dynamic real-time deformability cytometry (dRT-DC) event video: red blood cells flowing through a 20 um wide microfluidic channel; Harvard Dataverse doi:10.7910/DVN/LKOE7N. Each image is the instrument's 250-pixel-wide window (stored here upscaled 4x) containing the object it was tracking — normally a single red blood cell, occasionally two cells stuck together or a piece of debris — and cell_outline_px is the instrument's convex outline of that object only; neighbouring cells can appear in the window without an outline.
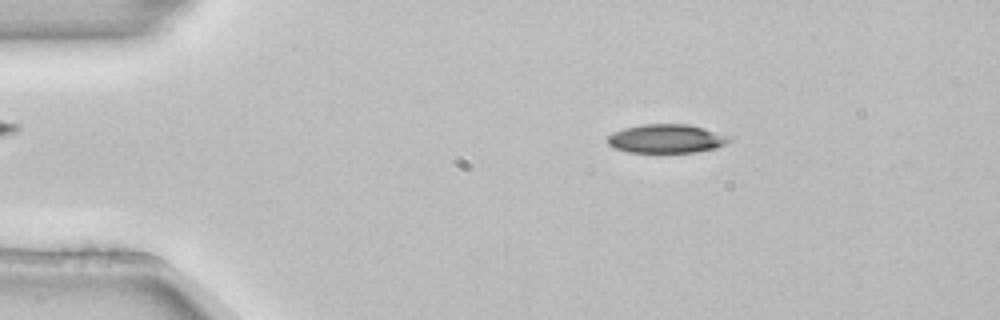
{"species": "common noctule bat (a hibernating species)", "species_latin": "Nyctalus noctula", "temperature_condition": "room temperature", "stored_images_in_passage": 6, "camera_frame_rate_fps": 3000, "um_per_image_px": 0.085, "animal": {"sex": "female", "body_mass_g": 22.7, "forearm_length_mm": 54.2}, "frame": {"image": 1, "passage_image": 1, "time_ms": 0.0, "image_size_px": [1000, 320], "cell_outline_px": [[732, 140], [716, 148], [696, 152], [628, 152], [616, 148], [608, 144], [608, 136], [612, 132], [624, 128], [644, 124], [688, 124], [704, 128], [732, 136]], "centroid_in_image_um": [56.68, 11.78], "position_along_channel_um": 28.3, "area_um2": 20.4}}
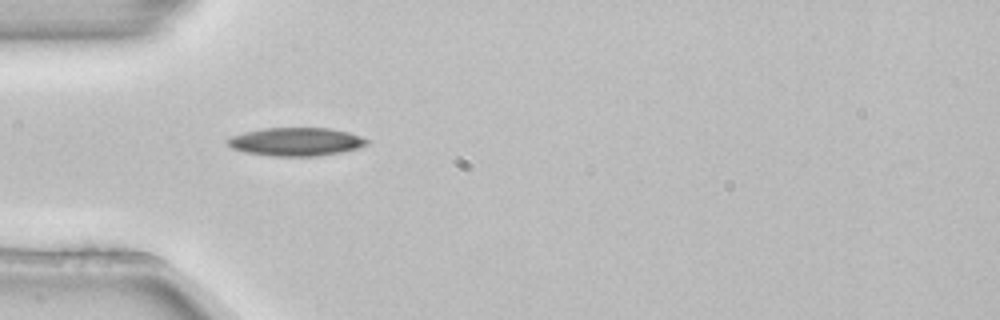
{"frame": {"image": 2, "passage_image": 3, "time_ms": 0.667, "image_size_px": [1000, 320], "cell_outline_px": [[368, 144], [356, 148], [340, 152], [320, 156], [272, 156], [244, 152], [232, 148], [228, 144], [228, 140], [232, 136], [244, 132], [264, 128], [328, 128], [348, 132], [360, 136], [368, 140]], "centroid_in_image_um": [25.15, 12.05], "position_along_channel_um": 59.8, "area_um2": 22.77}}